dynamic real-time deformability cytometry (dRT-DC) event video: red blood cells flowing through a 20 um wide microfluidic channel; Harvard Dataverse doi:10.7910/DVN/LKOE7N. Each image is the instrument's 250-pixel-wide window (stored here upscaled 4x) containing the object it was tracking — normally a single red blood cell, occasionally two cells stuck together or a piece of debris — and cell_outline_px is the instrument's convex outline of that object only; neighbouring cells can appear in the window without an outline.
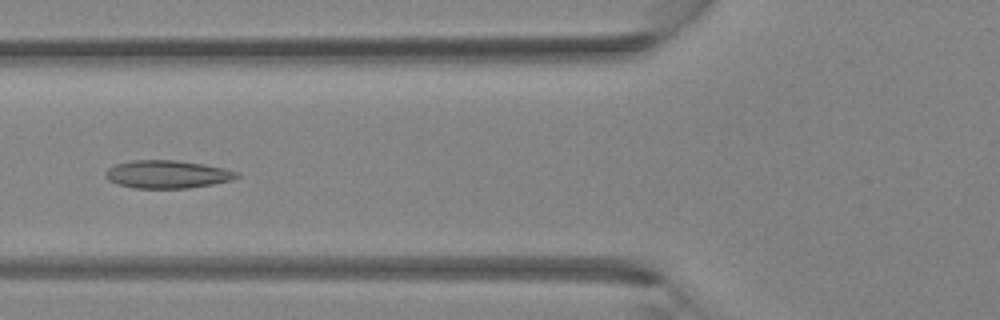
{"species": "Egyptian fruit bat (a non-hibernating species)", "species_latin": "Rousettus aegyptiacus", "temperature_condition": "room temperature", "stored_images_in_passage": 4, "camera_frame_rate_fps": 3000, "um_per_image_px": 0.085, "animal": {"sex": "female"}, "frame": {"image": 1, "passage_image": 4, "time_ms": 3.333, "image_size_px": [1000, 320], "cell_outline_px": [[240, 176], [232, 180], [212, 184], [188, 188], [136, 188], [120, 184], [108, 180], [104, 176], [104, 172], [108, 168], [116, 164], [132, 160], [176, 160], [204, 164], [224, 168], [240, 172]], "centroid_in_image_um": [14.23, 14.81], "position_along_channel_um": 111.6, "area_um2": 21.39}}